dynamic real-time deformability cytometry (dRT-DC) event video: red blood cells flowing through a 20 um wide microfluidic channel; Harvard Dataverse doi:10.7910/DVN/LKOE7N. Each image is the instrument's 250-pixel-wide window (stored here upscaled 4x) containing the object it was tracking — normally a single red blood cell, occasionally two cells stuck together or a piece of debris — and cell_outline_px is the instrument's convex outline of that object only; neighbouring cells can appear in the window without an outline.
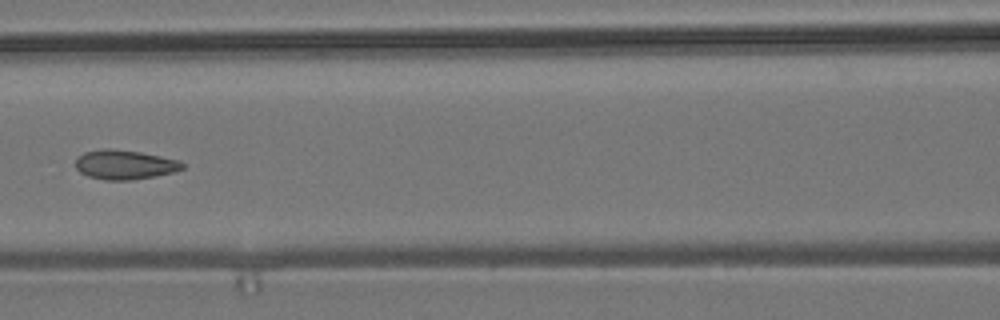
{"species": "common noctule bat (a hibernating species)", "species_latin": "Nyctalus noctula", "temperature_condition": "room temperature", "stored_images_in_passage": 7, "camera_frame_rate_fps": 3000, "um_per_image_px": 0.085, "animal": {"sex": "male", "body_mass_g": 19.2, "forearm_length_mm": 51.8}, "frame": {"image": 1, "passage_image": 7, "time_ms": 2.0, "image_size_px": [1000, 320], "cell_outline_px": [[184, 168], [172, 172], [156, 176], [132, 180], [104, 180], [88, 176], [80, 172], [76, 168], [76, 160], [84, 152], [100, 148], [112, 148], [140, 152], [180, 160], [184, 164]], "centroid_in_image_um": [10.6, 13.99], "position_along_channel_um": 156.0, "area_um2": 18.38}}